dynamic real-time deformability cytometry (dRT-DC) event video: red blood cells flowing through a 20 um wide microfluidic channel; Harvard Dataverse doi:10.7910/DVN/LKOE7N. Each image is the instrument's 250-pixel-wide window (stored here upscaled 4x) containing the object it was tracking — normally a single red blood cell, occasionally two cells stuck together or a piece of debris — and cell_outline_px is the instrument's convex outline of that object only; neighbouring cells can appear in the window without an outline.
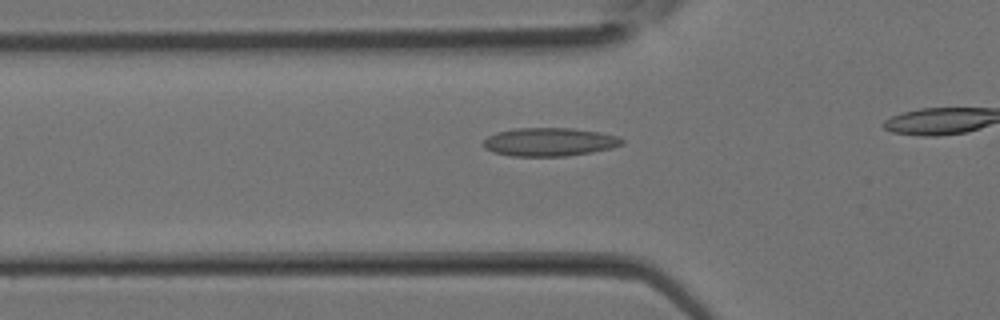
{"species": "Egyptian fruit bat (a non-hibernating species)", "species_latin": "Rousettus aegyptiacus", "temperature_condition": "room temperature", "stored_images_in_passage": 24, "camera_frame_rate_fps": 3000, "um_per_image_px": 0.085, "animal": {"sex": "female"}, "frame": {"image": 1, "passage_image": 9, "time_ms": 2.667, "image_size_px": [1000, 320], "cell_outline_px": [[624, 144], [612, 148], [592, 152], [564, 156], [512, 156], [492, 152], [484, 148], [484, 140], [488, 136], [496, 132], [516, 128], [572, 128], [600, 132], [620, 136], [624, 140]], "centroid_in_image_um": [46.73, 12.06], "position_along_channel_um": 79.1, "area_um2": 23.06}}
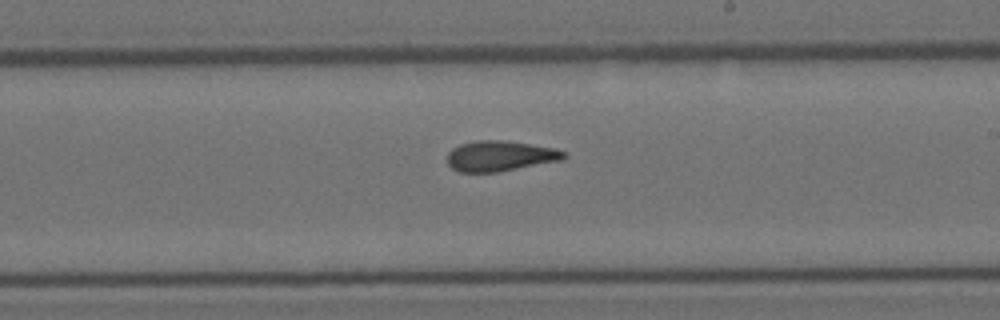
{"frame": {"image": 2, "passage_image": 17, "time_ms": 5.333, "image_size_px": [1000, 320], "cell_outline_px": [[568, 156], [560, 160], [496, 172], [460, 172], [452, 168], [448, 164], [448, 152], [452, 148], [460, 144], [476, 140], [504, 140], [556, 148], [568, 152]], "centroid_in_image_um": [42.51, 13.24], "position_along_channel_um": 246.5, "area_um2": 20.63}}
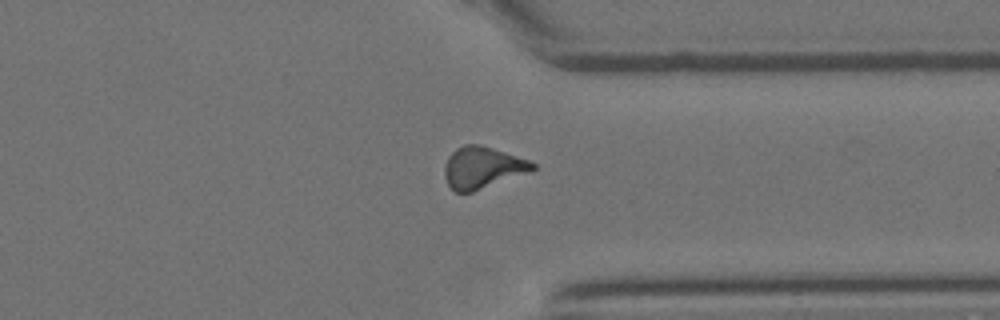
{"frame": {"image": 3, "passage_image": 23, "time_ms": 7.333, "image_size_px": [1000, 320], "cell_outline_px": [[536, 168], [472, 192], [456, 192], [448, 184], [444, 176], [444, 168], [448, 156], [456, 148], [464, 144], [480, 144], [528, 160], [536, 164]], "centroid_in_image_um": [40.95, 14.23], "position_along_channel_um": 370.5, "area_um2": 20.87}}